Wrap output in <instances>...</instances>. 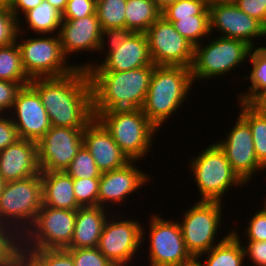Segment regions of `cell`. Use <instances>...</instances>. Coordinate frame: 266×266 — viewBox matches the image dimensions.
Segmentation results:
<instances>
[{"label": "cell", "mask_w": 266, "mask_h": 266, "mask_svg": "<svg viewBox=\"0 0 266 266\" xmlns=\"http://www.w3.org/2000/svg\"><path fill=\"white\" fill-rule=\"evenodd\" d=\"M83 145L101 173L122 168L131 162L96 118L83 130Z\"/></svg>", "instance_id": "obj_21"}, {"label": "cell", "mask_w": 266, "mask_h": 266, "mask_svg": "<svg viewBox=\"0 0 266 266\" xmlns=\"http://www.w3.org/2000/svg\"><path fill=\"white\" fill-rule=\"evenodd\" d=\"M96 119L131 161L142 160L154 147L153 140L159 130L142 109L106 111L100 113Z\"/></svg>", "instance_id": "obj_4"}, {"label": "cell", "mask_w": 266, "mask_h": 266, "mask_svg": "<svg viewBox=\"0 0 266 266\" xmlns=\"http://www.w3.org/2000/svg\"><path fill=\"white\" fill-rule=\"evenodd\" d=\"M237 1L239 0H219V2L221 3H232V4H235Z\"/></svg>", "instance_id": "obj_56"}, {"label": "cell", "mask_w": 266, "mask_h": 266, "mask_svg": "<svg viewBox=\"0 0 266 266\" xmlns=\"http://www.w3.org/2000/svg\"><path fill=\"white\" fill-rule=\"evenodd\" d=\"M66 250L72 255L74 266H115L97 247Z\"/></svg>", "instance_id": "obj_38"}, {"label": "cell", "mask_w": 266, "mask_h": 266, "mask_svg": "<svg viewBox=\"0 0 266 266\" xmlns=\"http://www.w3.org/2000/svg\"><path fill=\"white\" fill-rule=\"evenodd\" d=\"M237 117L226 137L215 142L225 152L232 169L249 184L258 171L266 172V168L257 160L249 124L239 114Z\"/></svg>", "instance_id": "obj_14"}, {"label": "cell", "mask_w": 266, "mask_h": 266, "mask_svg": "<svg viewBox=\"0 0 266 266\" xmlns=\"http://www.w3.org/2000/svg\"><path fill=\"white\" fill-rule=\"evenodd\" d=\"M164 18L173 23L176 31L194 46L201 44V40L204 41L210 36V15Z\"/></svg>", "instance_id": "obj_31"}, {"label": "cell", "mask_w": 266, "mask_h": 266, "mask_svg": "<svg viewBox=\"0 0 266 266\" xmlns=\"http://www.w3.org/2000/svg\"><path fill=\"white\" fill-rule=\"evenodd\" d=\"M95 0H68L62 19H79L96 14Z\"/></svg>", "instance_id": "obj_42"}, {"label": "cell", "mask_w": 266, "mask_h": 266, "mask_svg": "<svg viewBox=\"0 0 266 266\" xmlns=\"http://www.w3.org/2000/svg\"><path fill=\"white\" fill-rule=\"evenodd\" d=\"M188 164L200 192L199 200L223 202L229 188L247 185L232 169L225 152L216 142L201 149L197 156L189 159Z\"/></svg>", "instance_id": "obj_5"}, {"label": "cell", "mask_w": 266, "mask_h": 266, "mask_svg": "<svg viewBox=\"0 0 266 266\" xmlns=\"http://www.w3.org/2000/svg\"><path fill=\"white\" fill-rule=\"evenodd\" d=\"M110 216L104 224L97 248L113 265L132 266L146 241L147 228L144 229L143 223L136 218L121 220L122 215L118 218L113 213Z\"/></svg>", "instance_id": "obj_11"}, {"label": "cell", "mask_w": 266, "mask_h": 266, "mask_svg": "<svg viewBox=\"0 0 266 266\" xmlns=\"http://www.w3.org/2000/svg\"><path fill=\"white\" fill-rule=\"evenodd\" d=\"M209 12L210 35L215 30L221 34L220 37L243 40L252 48L257 47L255 42L264 37V25L240 10L236 4L215 3L209 6Z\"/></svg>", "instance_id": "obj_16"}, {"label": "cell", "mask_w": 266, "mask_h": 266, "mask_svg": "<svg viewBox=\"0 0 266 266\" xmlns=\"http://www.w3.org/2000/svg\"><path fill=\"white\" fill-rule=\"evenodd\" d=\"M145 34L154 65L191 68L194 45L176 31L173 23L160 16Z\"/></svg>", "instance_id": "obj_13"}, {"label": "cell", "mask_w": 266, "mask_h": 266, "mask_svg": "<svg viewBox=\"0 0 266 266\" xmlns=\"http://www.w3.org/2000/svg\"><path fill=\"white\" fill-rule=\"evenodd\" d=\"M149 219V266H181L194 258L187 251L177 220H168L161 215L152 214ZM176 221V222H175Z\"/></svg>", "instance_id": "obj_12"}, {"label": "cell", "mask_w": 266, "mask_h": 266, "mask_svg": "<svg viewBox=\"0 0 266 266\" xmlns=\"http://www.w3.org/2000/svg\"><path fill=\"white\" fill-rule=\"evenodd\" d=\"M52 126L37 142L41 172L65 171L83 146V130Z\"/></svg>", "instance_id": "obj_15"}, {"label": "cell", "mask_w": 266, "mask_h": 266, "mask_svg": "<svg viewBox=\"0 0 266 266\" xmlns=\"http://www.w3.org/2000/svg\"><path fill=\"white\" fill-rule=\"evenodd\" d=\"M18 34V19L10 8L0 6V47L12 45Z\"/></svg>", "instance_id": "obj_39"}, {"label": "cell", "mask_w": 266, "mask_h": 266, "mask_svg": "<svg viewBox=\"0 0 266 266\" xmlns=\"http://www.w3.org/2000/svg\"><path fill=\"white\" fill-rule=\"evenodd\" d=\"M209 40L194 46V56L191 65L193 82L214 79L226 76L236 71L242 63L248 62L252 49L245 41L240 39L209 36ZM213 37V38H211ZM215 38V39H214ZM212 39V40H211ZM237 67V68H236Z\"/></svg>", "instance_id": "obj_6"}, {"label": "cell", "mask_w": 266, "mask_h": 266, "mask_svg": "<svg viewBox=\"0 0 266 266\" xmlns=\"http://www.w3.org/2000/svg\"><path fill=\"white\" fill-rule=\"evenodd\" d=\"M19 266H37L23 251L19 254Z\"/></svg>", "instance_id": "obj_50"}, {"label": "cell", "mask_w": 266, "mask_h": 266, "mask_svg": "<svg viewBox=\"0 0 266 266\" xmlns=\"http://www.w3.org/2000/svg\"><path fill=\"white\" fill-rule=\"evenodd\" d=\"M9 115L19 139L37 143L52 127L40 96L30 85L22 87L18 92Z\"/></svg>", "instance_id": "obj_17"}, {"label": "cell", "mask_w": 266, "mask_h": 266, "mask_svg": "<svg viewBox=\"0 0 266 266\" xmlns=\"http://www.w3.org/2000/svg\"><path fill=\"white\" fill-rule=\"evenodd\" d=\"M156 65L128 71H87L94 118L111 110L142 109Z\"/></svg>", "instance_id": "obj_2"}, {"label": "cell", "mask_w": 266, "mask_h": 266, "mask_svg": "<svg viewBox=\"0 0 266 266\" xmlns=\"http://www.w3.org/2000/svg\"><path fill=\"white\" fill-rule=\"evenodd\" d=\"M99 206L79 207L76 210L74 233L66 249L94 248L98 246L103 227L111 211Z\"/></svg>", "instance_id": "obj_23"}, {"label": "cell", "mask_w": 266, "mask_h": 266, "mask_svg": "<svg viewBox=\"0 0 266 266\" xmlns=\"http://www.w3.org/2000/svg\"><path fill=\"white\" fill-rule=\"evenodd\" d=\"M161 16V10L154 0H127L125 28L134 33H145Z\"/></svg>", "instance_id": "obj_28"}, {"label": "cell", "mask_w": 266, "mask_h": 266, "mask_svg": "<svg viewBox=\"0 0 266 266\" xmlns=\"http://www.w3.org/2000/svg\"><path fill=\"white\" fill-rule=\"evenodd\" d=\"M42 205L77 210L81 207L74 195L73 179L65 171L40 172Z\"/></svg>", "instance_id": "obj_24"}, {"label": "cell", "mask_w": 266, "mask_h": 266, "mask_svg": "<svg viewBox=\"0 0 266 266\" xmlns=\"http://www.w3.org/2000/svg\"><path fill=\"white\" fill-rule=\"evenodd\" d=\"M245 260H250L253 266H266V241H244Z\"/></svg>", "instance_id": "obj_45"}, {"label": "cell", "mask_w": 266, "mask_h": 266, "mask_svg": "<svg viewBox=\"0 0 266 266\" xmlns=\"http://www.w3.org/2000/svg\"><path fill=\"white\" fill-rule=\"evenodd\" d=\"M222 203L220 201L197 200L195 204L182 213L181 222L178 220L185 247L194 259L208 252L231 233L229 231L222 239L217 238L219 228L222 227L223 223L222 210H225Z\"/></svg>", "instance_id": "obj_8"}, {"label": "cell", "mask_w": 266, "mask_h": 266, "mask_svg": "<svg viewBox=\"0 0 266 266\" xmlns=\"http://www.w3.org/2000/svg\"><path fill=\"white\" fill-rule=\"evenodd\" d=\"M55 9H57L61 14L66 9L68 0H47Z\"/></svg>", "instance_id": "obj_49"}, {"label": "cell", "mask_w": 266, "mask_h": 266, "mask_svg": "<svg viewBox=\"0 0 266 266\" xmlns=\"http://www.w3.org/2000/svg\"><path fill=\"white\" fill-rule=\"evenodd\" d=\"M76 210L42 205L22 235V249H66L72 240Z\"/></svg>", "instance_id": "obj_10"}, {"label": "cell", "mask_w": 266, "mask_h": 266, "mask_svg": "<svg viewBox=\"0 0 266 266\" xmlns=\"http://www.w3.org/2000/svg\"><path fill=\"white\" fill-rule=\"evenodd\" d=\"M20 36L18 32L16 43L21 52L24 71L30 79L61 77L79 68V64L67 62L58 34H39L37 38L25 39Z\"/></svg>", "instance_id": "obj_9"}, {"label": "cell", "mask_w": 266, "mask_h": 266, "mask_svg": "<svg viewBox=\"0 0 266 266\" xmlns=\"http://www.w3.org/2000/svg\"><path fill=\"white\" fill-rule=\"evenodd\" d=\"M248 61L252 68L249 75H243L244 81H250L247 92L237 94V101L251 104L260 94L266 91V46L252 48Z\"/></svg>", "instance_id": "obj_27"}, {"label": "cell", "mask_w": 266, "mask_h": 266, "mask_svg": "<svg viewBox=\"0 0 266 266\" xmlns=\"http://www.w3.org/2000/svg\"><path fill=\"white\" fill-rule=\"evenodd\" d=\"M37 266H74L66 249H22Z\"/></svg>", "instance_id": "obj_34"}, {"label": "cell", "mask_w": 266, "mask_h": 266, "mask_svg": "<svg viewBox=\"0 0 266 266\" xmlns=\"http://www.w3.org/2000/svg\"><path fill=\"white\" fill-rule=\"evenodd\" d=\"M40 172L36 142L19 139L0 151V177L5 182L26 179Z\"/></svg>", "instance_id": "obj_22"}, {"label": "cell", "mask_w": 266, "mask_h": 266, "mask_svg": "<svg viewBox=\"0 0 266 266\" xmlns=\"http://www.w3.org/2000/svg\"><path fill=\"white\" fill-rule=\"evenodd\" d=\"M4 184H5V181L0 177V195L2 194Z\"/></svg>", "instance_id": "obj_57"}, {"label": "cell", "mask_w": 266, "mask_h": 266, "mask_svg": "<svg viewBox=\"0 0 266 266\" xmlns=\"http://www.w3.org/2000/svg\"><path fill=\"white\" fill-rule=\"evenodd\" d=\"M42 206L40 173L5 182L0 195V223L13 227L21 236L33 224Z\"/></svg>", "instance_id": "obj_7"}, {"label": "cell", "mask_w": 266, "mask_h": 266, "mask_svg": "<svg viewBox=\"0 0 266 266\" xmlns=\"http://www.w3.org/2000/svg\"><path fill=\"white\" fill-rule=\"evenodd\" d=\"M203 1L208 7L212 4L219 3V0H200Z\"/></svg>", "instance_id": "obj_55"}, {"label": "cell", "mask_w": 266, "mask_h": 266, "mask_svg": "<svg viewBox=\"0 0 266 266\" xmlns=\"http://www.w3.org/2000/svg\"><path fill=\"white\" fill-rule=\"evenodd\" d=\"M106 56V57H105ZM105 59H96L95 63L89 62L79 65L87 71H128L143 66L152 65L148 41L145 33H133L117 49L102 56ZM101 61V63H100Z\"/></svg>", "instance_id": "obj_19"}, {"label": "cell", "mask_w": 266, "mask_h": 266, "mask_svg": "<svg viewBox=\"0 0 266 266\" xmlns=\"http://www.w3.org/2000/svg\"><path fill=\"white\" fill-rule=\"evenodd\" d=\"M237 7L248 16L266 23V0H239L235 3Z\"/></svg>", "instance_id": "obj_46"}, {"label": "cell", "mask_w": 266, "mask_h": 266, "mask_svg": "<svg viewBox=\"0 0 266 266\" xmlns=\"http://www.w3.org/2000/svg\"><path fill=\"white\" fill-rule=\"evenodd\" d=\"M154 1L156 5L159 7V9L162 11L168 5L173 4L174 2H177L179 0H154Z\"/></svg>", "instance_id": "obj_51"}, {"label": "cell", "mask_w": 266, "mask_h": 266, "mask_svg": "<svg viewBox=\"0 0 266 266\" xmlns=\"http://www.w3.org/2000/svg\"><path fill=\"white\" fill-rule=\"evenodd\" d=\"M59 38L63 55L68 59L70 55L83 52H98L101 44L102 28L97 15L79 19H62Z\"/></svg>", "instance_id": "obj_20"}, {"label": "cell", "mask_w": 266, "mask_h": 266, "mask_svg": "<svg viewBox=\"0 0 266 266\" xmlns=\"http://www.w3.org/2000/svg\"><path fill=\"white\" fill-rule=\"evenodd\" d=\"M261 208L249 218L248 226L244 227L246 241H266V208Z\"/></svg>", "instance_id": "obj_41"}, {"label": "cell", "mask_w": 266, "mask_h": 266, "mask_svg": "<svg viewBox=\"0 0 266 266\" xmlns=\"http://www.w3.org/2000/svg\"><path fill=\"white\" fill-rule=\"evenodd\" d=\"M210 15L209 7L200 0H179L161 11L163 17H190Z\"/></svg>", "instance_id": "obj_36"}, {"label": "cell", "mask_w": 266, "mask_h": 266, "mask_svg": "<svg viewBox=\"0 0 266 266\" xmlns=\"http://www.w3.org/2000/svg\"><path fill=\"white\" fill-rule=\"evenodd\" d=\"M43 0H13L10 6V10L13 15L20 20L27 11L32 10L41 4ZM22 13V15H20Z\"/></svg>", "instance_id": "obj_47"}, {"label": "cell", "mask_w": 266, "mask_h": 266, "mask_svg": "<svg viewBox=\"0 0 266 266\" xmlns=\"http://www.w3.org/2000/svg\"><path fill=\"white\" fill-rule=\"evenodd\" d=\"M181 266H202L197 259H193L191 262Z\"/></svg>", "instance_id": "obj_54"}, {"label": "cell", "mask_w": 266, "mask_h": 266, "mask_svg": "<svg viewBox=\"0 0 266 266\" xmlns=\"http://www.w3.org/2000/svg\"><path fill=\"white\" fill-rule=\"evenodd\" d=\"M19 140L17 129L9 114H0V151Z\"/></svg>", "instance_id": "obj_44"}, {"label": "cell", "mask_w": 266, "mask_h": 266, "mask_svg": "<svg viewBox=\"0 0 266 266\" xmlns=\"http://www.w3.org/2000/svg\"><path fill=\"white\" fill-rule=\"evenodd\" d=\"M1 266H19V255L14 260Z\"/></svg>", "instance_id": "obj_52"}, {"label": "cell", "mask_w": 266, "mask_h": 266, "mask_svg": "<svg viewBox=\"0 0 266 266\" xmlns=\"http://www.w3.org/2000/svg\"><path fill=\"white\" fill-rule=\"evenodd\" d=\"M100 178L73 179V191L81 207L98 206V187Z\"/></svg>", "instance_id": "obj_37"}, {"label": "cell", "mask_w": 266, "mask_h": 266, "mask_svg": "<svg viewBox=\"0 0 266 266\" xmlns=\"http://www.w3.org/2000/svg\"><path fill=\"white\" fill-rule=\"evenodd\" d=\"M51 126L85 128L93 119L92 90L86 69L76 68L68 75L31 79Z\"/></svg>", "instance_id": "obj_1"}, {"label": "cell", "mask_w": 266, "mask_h": 266, "mask_svg": "<svg viewBox=\"0 0 266 266\" xmlns=\"http://www.w3.org/2000/svg\"><path fill=\"white\" fill-rule=\"evenodd\" d=\"M137 162L131 161L122 168L101 174L98 187L99 207L108 209L109 204L112 205L111 208L119 204L120 208L119 206L126 203L128 196L138 192V189L141 190L142 186L151 181L150 175L136 166Z\"/></svg>", "instance_id": "obj_18"}, {"label": "cell", "mask_w": 266, "mask_h": 266, "mask_svg": "<svg viewBox=\"0 0 266 266\" xmlns=\"http://www.w3.org/2000/svg\"><path fill=\"white\" fill-rule=\"evenodd\" d=\"M13 0H0V6L10 8Z\"/></svg>", "instance_id": "obj_53"}, {"label": "cell", "mask_w": 266, "mask_h": 266, "mask_svg": "<svg viewBox=\"0 0 266 266\" xmlns=\"http://www.w3.org/2000/svg\"><path fill=\"white\" fill-rule=\"evenodd\" d=\"M237 230L236 226L231 227L232 232L222 242L196 258L199 263L202 266H246L242 238Z\"/></svg>", "instance_id": "obj_25"}, {"label": "cell", "mask_w": 266, "mask_h": 266, "mask_svg": "<svg viewBox=\"0 0 266 266\" xmlns=\"http://www.w3.org/2000/svg\"><path fill=\"white\" fill-rule=\"evenodd\" d=\"M266 23L264 24V39H266Z\"/></svg>", "instance_id": "obj_58"}, {"label": "cell", "mask_w": 266, "mask_h": 266, "mask_svg": "<svg viewBox=\"0 0 266 266\" xmlns=\"http://www.w3.org/2000/svg\"><path fill=\"white\" fill-rule=\"evenodd\" d=\"M22 252V236L11 226L0 223V266Z\"/></svg>", "instance_id": "obj_35"}, {"label": "cell", "mask_w": 266, "mask_h": 266, "mask_svg": "<svg viewBox=\"0 0 266 266\" xmlns=\"http://www.w3.org/2000/svg\"><path fill=\"white\" fill-rule=\"evenodd\" d=\"M22 87L18 82L0 80V114L11 112L16 96Z\"/></svg>", "instance_id": "obj_43"}, {"label": "cell", "mask_w": 266, "mask_h": 266, "mask_svg": "<svg viewBox=\"0 0 266 266\" xmlns=\"http://www.w3.org/2000/svg\"><path fill=\"white\" fill-rule=\"evenodd\" d=\"M22 17L24 20H18V32H20V35H26L28 30L29 32H35L36 35L59 33L62 14L47 0H43L41 4L32 10L27 11ZM21 24H23L25 28L26 24L27 28H23V25L21 26Z\"/></svg>", "instance_id": "obj_26"}, {"label": "cell", "mask_w": 266, "mask_h": 266, "mask_svg": "<svg viewBox=\"0 0 266 266\" xmlns=\"http://www.w3.org/2000/svg\"><path fill=\"white\" fill-rule=\"evenodd\" d=\"M194 83L191 68L155 66L142 111L158 130L182 108Z\"/></svg>", "instance_id": "obj_3"}, {"label": "cell", "mask_w": 266, "mask_h": 266, "mask_svg": "<svg viewBox=\"0 0 266 266\" xmlns=\"http://www.w3.org/2000/svg\"><path fill=\"white\" fill-rule=\"evenodd\" d=\"M65 172L72 179L100 178L102 174L96 166L92 155L84 145L80 148L73 161L65 169Z\"/></svg>", "instance_id": "obj_33"}, {"label": "cell", "mask_w": 266, "mask_h": 266, "mask_svg": "<svg viewBox=\"0 0 266 266\" xmlns=\"http://www.w3.org/2000/svg\"><path fill=\"white\" fill-rule=\"evenodd\" d=\"M251 105L266 118V91L260 94Z\"/></svg>", "instance_id": "obj_48"}, {"label": "cell", "mask_w": 266, "mask_h": 266, "mask_svg": "<svg viewBox=\"0 0 266 266\" xmlns=\"http://www.w3.org/2000/svg\"><path fill=\"white\" fill-rule=\"evenodd\" d=\"M0 80L18 82L23 87L31 82L24 71L21 52L16 42L0 47Z\"/></svg>", "instance_id": "obj_30"}, {"label": "cell", "mask_w": 266, "mask_h": 266, "mask_svg": "<svg viewBox=\"0 0 266 266\" xmlns=\"http://www.w3.org/2000/svg\"><path fill=\"white\" fill-rule=\"evenodd\" d=\"M127 0H99L96 6L97 19L101 28H125Z\"/></svg>", "instance_id": "obj_32"}, {"label": "cell", "mask_w": 266, "mask_h": 266, "mask_svg": "<svg viewBox=\"0 0 266 266\" xmlns=\"http://www.w3.org/2000/svg\"><path fill=\"white\" fill-rule=\"evenodd\" d=\"M239 115L249 124L257 160L266 168V118L251 104L240 102Z\"/></svg>", "instance_id": "obj_29"}, {"label": "cell", "mask_w": 266, "mask_h": 266, "mask_svg": "<svg viewBox=\"0 0 266 266\" xmlns=\"http://www.w3.org/2000/svg\"><path fill=\"white\" fill-rule=\"evenodd\" d=\"M133 33H134L133 31L127 28L113 27V28L103 29L100 49L98 52H100V54L103 55L112 52L113 50L117 49L124 41H126ZM106 43L108 46L106 45ZM106 47L109 48L107 49Z\"/></svg>", "instance_id": "obj_40"}, {"label": "cell", "mask_w": 266, "mask_h": 266, "mask_svg": "<svg viewBox=\"0 0 266 266\" xmlns=\"http://www.w3.org/2000/svg\"><path fill=\"white\" fill-rule=\"evenodd\" d=\"M263 200H264V204H263V206L266 208V198H263Z\"/></svg>", "instance_id": "obj_59"}]
</instances>
